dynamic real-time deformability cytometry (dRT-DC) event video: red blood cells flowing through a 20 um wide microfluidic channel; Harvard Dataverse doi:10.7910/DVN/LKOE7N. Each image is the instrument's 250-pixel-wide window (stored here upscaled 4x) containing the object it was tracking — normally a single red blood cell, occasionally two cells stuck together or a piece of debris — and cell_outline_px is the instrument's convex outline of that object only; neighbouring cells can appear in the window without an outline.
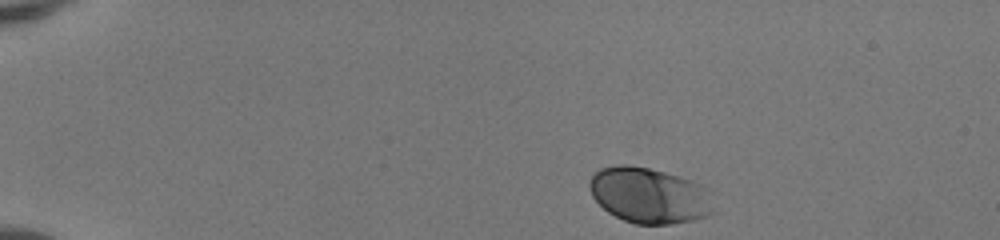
{"species": "human", "species_latin": "Homo sapiens", "temperature_condition": "room temperature", "stored_images_in_passage": 43, "camera_frame_rate_fps": 3000, "um_per_image_px": 0.085, "donor": {"sex": "female"}, "frame": {"image": 1, "passage_image": 1, "time_ms": 0.0, "image_size_px": [1000, 240], "cell_outline_px": [[716, 212], [708, 216], [692, 220], [672, 224], [636, 224], [624, 220], [608, 212], [592, 196], [588, 188], [588, 180], [600, 168], [616, 164], [628, 164], [648, 168], [664, 172], [700, 184]], "centroid_in_image_um": [55.12, 16.61], "position_along_channel_um": 29.9, "area_um2": 39.94}}
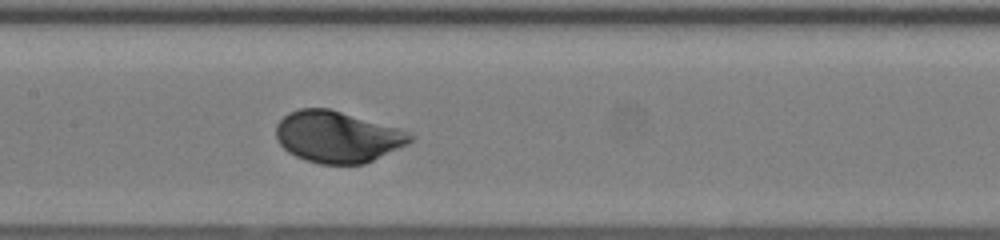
{"frame": {"image": 2, "passage_image": 19, "time_ms": 6.0, "image_size_px": [1000, 240], "cell_outline_px": [[416, 136], [408, 144], [364, 164], [320, 164], [304, 160], [288, 152], [276, 140], [276, 124], [288, 112], [300, 108], [328, 108], [400, 128]], "centroid_in_image_um": [28.67, 11.63], "position_along_channel_um": 178.7, "area_um2": 40.34}}
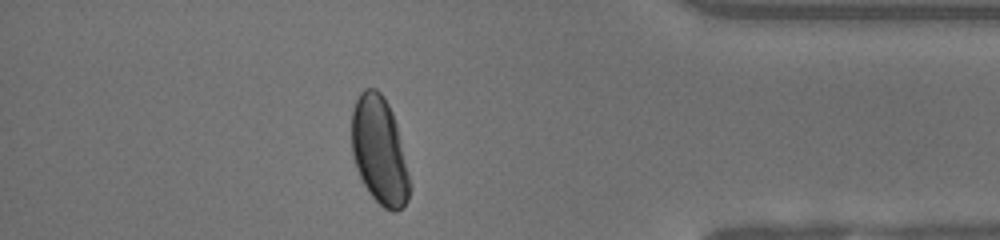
{"frame": {"image": 3, "passage_image": 37, "time_ms": 12.0, "image_size_px": [1000, 240], "cell_outline_px": [[412, 188], [408, 200], [396, 212], [392, 212], [384, 208], [368, 192], [356, 168], [352, 152], [352, 112], [356, 100], [360, 92], [364, 88], [376, 88], [384, 96], [392, 112], [396, 124]], "centroid_in_image_um": [32.25, 12.82], "position_along_channel_um": 403.0, "area_um2": 36.24}, "authors_computed_cell_mechanics": {"area_um2": 39.1884, "velocity_mm_per_s": 4.1165, "shape_relaxation_time_tau1_ms": 1.8791, "shape_relaxation_time_tau2_ms": null, "deformation_change_tau1": 0.1271, "deformation_change_tau2": null}}